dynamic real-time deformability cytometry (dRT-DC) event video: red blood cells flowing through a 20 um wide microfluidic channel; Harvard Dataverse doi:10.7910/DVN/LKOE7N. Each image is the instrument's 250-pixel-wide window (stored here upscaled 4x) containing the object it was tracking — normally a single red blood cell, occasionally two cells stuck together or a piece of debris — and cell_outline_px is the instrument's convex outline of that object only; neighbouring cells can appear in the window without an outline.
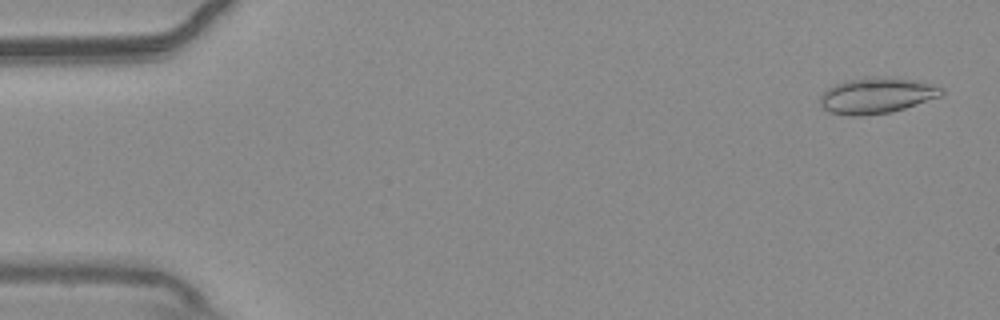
{"species": "common noctule bat (a hibernating species)", "species_latin": "Nyctalus noctula", "temperature_condition": "warm", "stored_images_in_passage": 11, "camera_frame_rate_fps": 3000, "um_per_image_px": 0.085, "animal": {"sex": "male", "body_mass_g": 20.4}, "frame": {"image": 1, "passage_image": 2, "time_ms": 0.333, "image_size_px": [1000, 320], "cell_outline_px": [[944, 92], [940, 96], [892, 112], [860, 116], [848, 116], [828, 112], [820, 104], [820, 96], [828, 88], [836, 84], [848, 80], [864, 76], [872, 76], [916, 80], [944, 88]], "centroid_in_image_um": [74.49, 8.12], "position_along_channel_um": 10.5, "area_um2": 25.32}}